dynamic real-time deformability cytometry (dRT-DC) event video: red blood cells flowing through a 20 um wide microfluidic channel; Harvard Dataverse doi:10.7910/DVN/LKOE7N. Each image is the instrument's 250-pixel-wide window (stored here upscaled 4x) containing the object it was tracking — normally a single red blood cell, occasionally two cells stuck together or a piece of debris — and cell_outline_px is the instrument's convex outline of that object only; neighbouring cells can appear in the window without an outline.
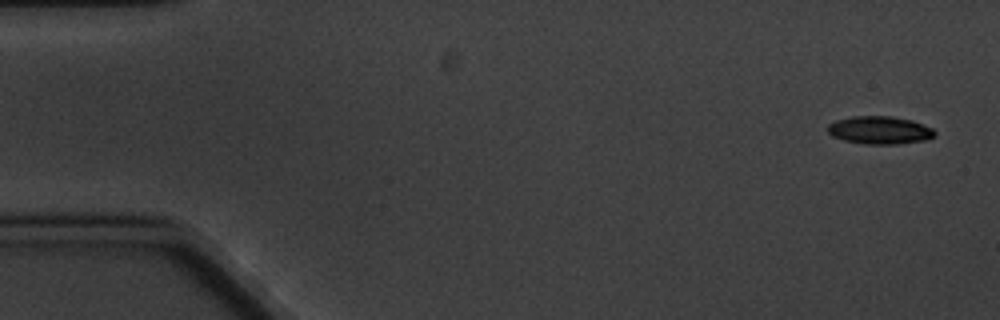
{"species": "common noctule bat (a hibernating species)", "species_latin": "Nyctalus noctula", "temperature_condition": "cold", "stored_images_in_passage": 9, "camera_frame_rate_fps": 3000, "um_per_image_px": 0.085, "animal": {"sex": "male", "body_mass_g": 20.1, "forearm_length_mm": 53.5}, "frame": {"image": 1, "passage_image": 1, "time_ms": 0.0, "image_size_px": [1000, 320], "cell_outline_px": [[936, 136], [928, 140], [896, 144], [864, 144], [844, 140], [832, 136], [828, 132], [828, 124], [836, 120], [852, 116], [892, 116], [912, 120], [932, 128], [936, 132]], "centroid_in_image_um": [74.8, 11.06], "position_along_channel_um": 10.2, "area_um2": 17.51}}